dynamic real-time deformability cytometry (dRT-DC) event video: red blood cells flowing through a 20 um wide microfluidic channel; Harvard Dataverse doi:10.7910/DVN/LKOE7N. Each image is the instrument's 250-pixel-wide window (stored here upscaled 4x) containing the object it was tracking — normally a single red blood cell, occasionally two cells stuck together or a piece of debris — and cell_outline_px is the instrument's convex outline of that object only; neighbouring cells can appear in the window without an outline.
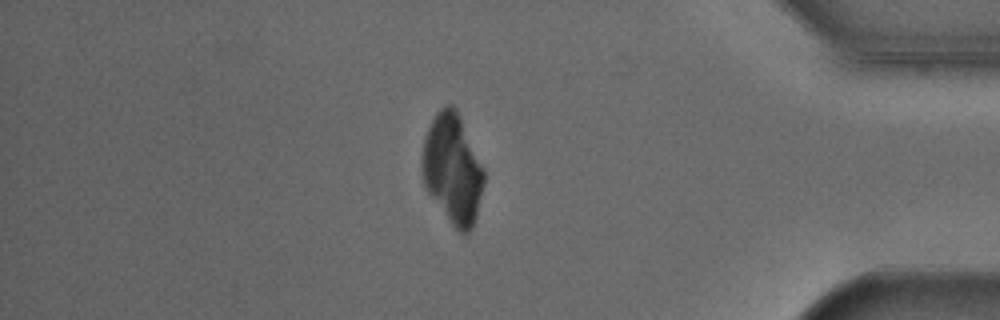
{"species": "Egyptian fruit bat (a non-hibernating species)", "species_latin": "Rousettus aegyptiacus", "temperature_condition": "cold", "stored_images_in_passage": 52, "camera_frame_rate_fps": 3000, "um_per_image_px": 0.085, "animal": {"sex": "male"}, "frame": {"image": 1, "passage_image": 45, "time_ms": 14.667, "image_size_px": [1000, 320], "cell_outline_px": [[484, 184], [476, 216], [472, 228], [464, 236], [452, 224], [428, 192], [424, 184], [420, 164], [424, 140], [428, 128], [436, 112], [440, 108], [448, 104], [452, 104], [456, 108], [460, 116], [484, 168]], "centroid_in_image_um": [38.46, 14.34], "position_along_channel_um": 396.7, "area_um2": 39.42}}